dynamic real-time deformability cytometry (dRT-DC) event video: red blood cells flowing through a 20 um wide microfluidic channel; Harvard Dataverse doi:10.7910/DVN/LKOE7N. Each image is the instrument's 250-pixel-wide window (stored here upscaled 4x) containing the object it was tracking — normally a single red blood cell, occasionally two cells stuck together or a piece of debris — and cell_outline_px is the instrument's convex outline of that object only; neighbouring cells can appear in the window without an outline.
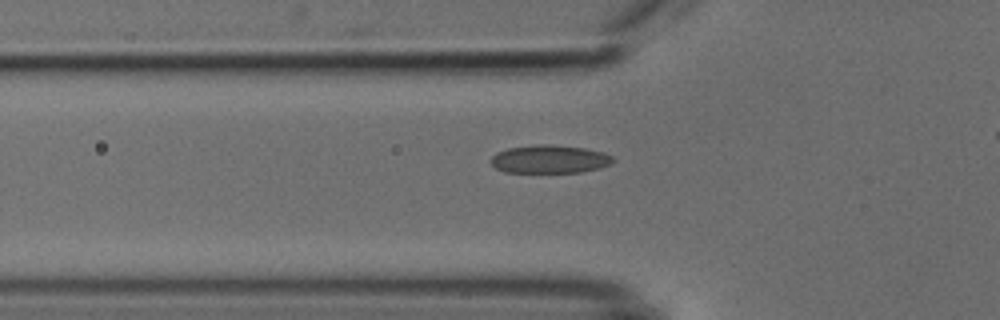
{"species": "common noctule bat (a hibernating species)", "species_latin": "Nyctalus noctula", "temperature_condition": "cold", "stored_images_in_passage": 34, "camera_frame_rate_fps": 3000, "um_per_image_px": 0.085, "animal": {"sex": "male", "body_mass_g": 18.8}, "frame": {"image": 1, "passage_image": 5, "time_ms": 1.333, "image_size_px": [1000, 320], "cell_outline_px": [[616, 160], [612, 164], [600, 168], [580, 172], [504, 172], [496, 168], [488, 160], [496, 152], [508, 148], [536, 144], [548, 144], [584, 148], [604, 152], [612, 156]], "centroid_in_image_um": [46.72, 13.52], "position_along_channel_um": 79.1, "area_um2": 20.23}}
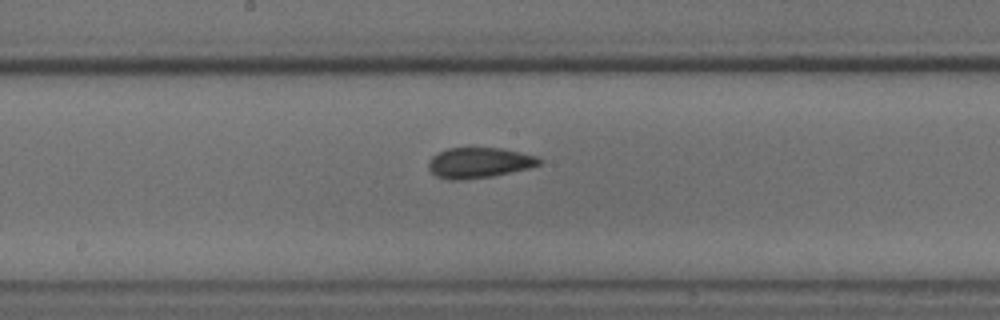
{"frame": {"image": 2, "passage_image": 15, "time_ms": 4.667, "image_size_px": [1000, 320], "cell_outline_px": [[544, 160], [540, 164], [528, 168], [492, 176], [464, 180], [448, 180], [436, 176], [428, 168], [428, 160], [432, 156], [448, 148], [504, 148], [540, 156]], "centroid_in_image_um": [40.75, 13.83], "position_along_channel_um": 207.4, "area_um2": 19.88}}
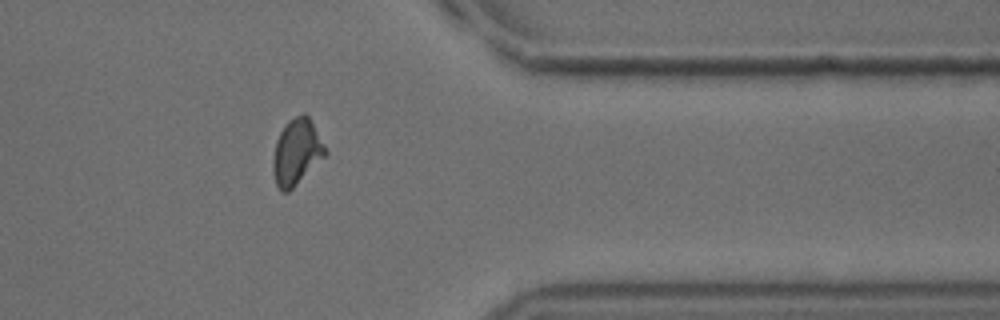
{"frame": {"image": 3, "passage_image": 30, "time_ms": 9.667, "image_size_px": [1000, 320], "cell_outline_px": [[328, 152], [288, 192], [280, 192], [276, 184], [272, 168], [272, 160], [276, 140], [284, 124], [288, 120], [304, 112], [308, 116], [324, 144]], "centroid_in_image_um": [25.18, 12.91], "position_along_channel_um": 386.2, "area_um2": 19.83}}